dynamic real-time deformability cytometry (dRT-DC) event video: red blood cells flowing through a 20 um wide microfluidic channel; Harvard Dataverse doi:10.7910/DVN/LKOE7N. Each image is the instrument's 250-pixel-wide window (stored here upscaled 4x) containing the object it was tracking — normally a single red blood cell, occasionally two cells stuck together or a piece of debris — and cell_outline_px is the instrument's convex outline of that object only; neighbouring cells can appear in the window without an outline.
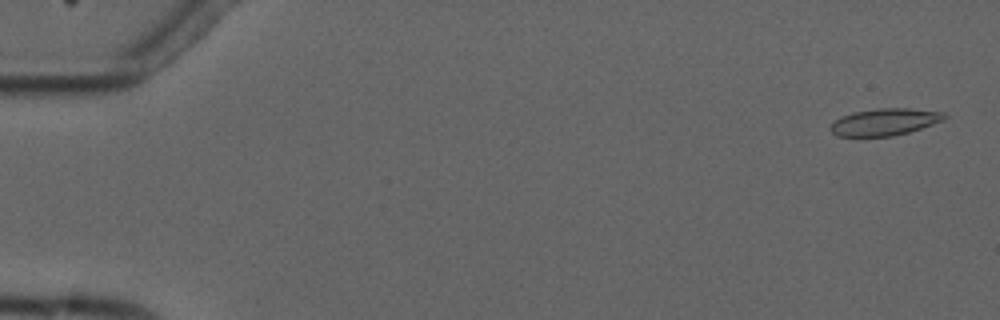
{"species": "common noctule bat (a hibernating species)", "species_latin": "Nyctalus noctula", "temperature_condition": "cold", "stored_images_in_passage": 5, "camera_frame_rate_fps": 3000, "um_per_image_px": 0.085, "animal": {"sex": "male", "forearm_length_mm": 52.5}, "frame": {"image": 1, "passage_image": 1, "time_ms": 0.0, "image_size_px": [1000, 320], "cell_outline_px": [[948, 116], [944, 120], [908, 132], [892, 136], [836, 136], [828, 128], [840, 116], [852, 112], [876, 108], [908, 108], [944, 112]], "centroid_in_image_um": [75.18, 10.35], "position_along_channel_um": 9.8, "area_um2": 17.92}}